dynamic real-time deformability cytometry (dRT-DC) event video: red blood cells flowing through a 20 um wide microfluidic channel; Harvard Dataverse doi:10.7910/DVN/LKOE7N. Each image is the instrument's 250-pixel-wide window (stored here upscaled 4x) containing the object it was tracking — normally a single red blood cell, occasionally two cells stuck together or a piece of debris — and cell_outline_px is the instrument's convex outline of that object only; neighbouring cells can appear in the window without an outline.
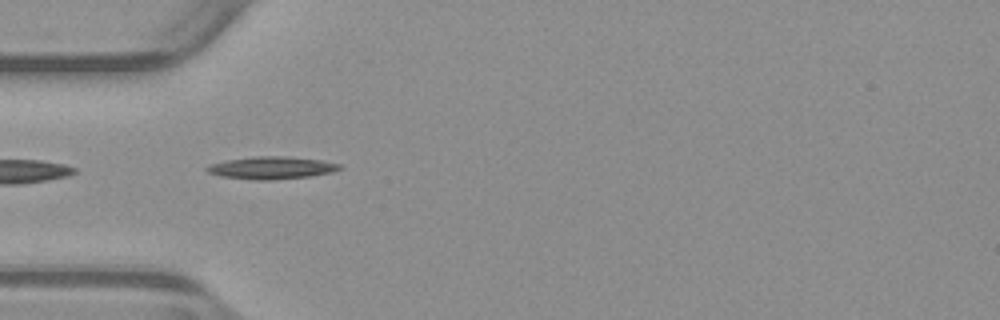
{"species": "common noctule bat (a hibernating species)", "species_latin": "Nyctalus noctula", "temperature_condition": "warm", "stored_images_in_passage": 38, "camera_frame_rate_fps": 3000, "um_per_image_px": 0.085, "animal": {"sex": "male", "body_mass_g": 23.1, "forearm_length_mm": 52.7}, "frame": {"image": 1, "passage_image": 2, "time_ms": 0.333, "image_size_px": [1000, 320], "cell_outline_px": [[344, 168], [332, 172], [308, 176], [268, 180], [256, 180], [220, 176], [208, 172], [204, 168], [212, 164], [228, 160], [256, 156], [288, 156], [320, 160], [340, 164]], "centroid_in_image_um": [23.1, 14.26], "position_along_channel_um": 61.9, "area_um2": 17.17}}
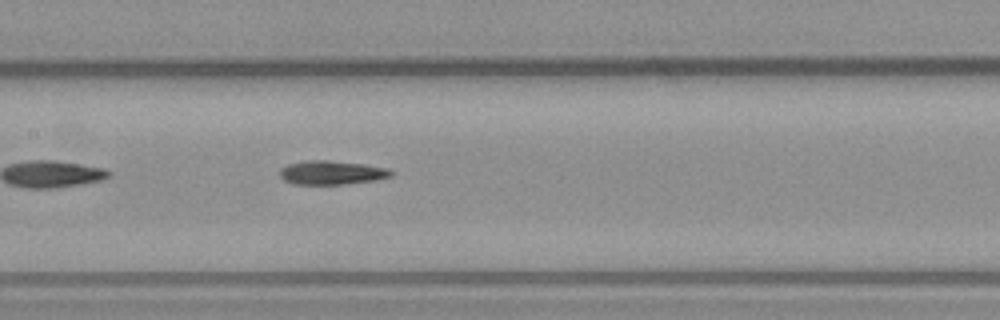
{"frame": {"image": 2, "passage_image": 11, "time_ms": 3.333, "image_size_px": [1000, 320], "cell_outline_px": [[396, 172], [392, 176], [376, 180], [344, 184], [292, 184], [284, 180], [280, 176], [280, 168], [288, 164], [308, 160], [328, 160], [364, 164], [388, 168]], "centroid_in_image_um": [28.22, 14.67], "position_along_channel_um": 179.2, "area_um2": 15.61}}
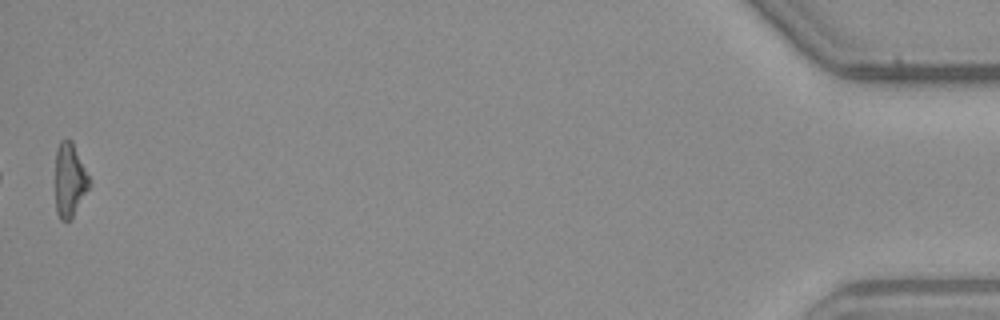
{"frame": {"image": 3, "passage_image": 38, "time_ms": 12.333, "image_size_px": [1000, 320], "cell_outline_px": [[88, 188], [72, 216], [68, 220], [60, 220], [56, 212], [56, 148], [60, 140], [72, 140], [88, 176]], "centroid_in_image_um": [5.88, 15.27], "position_along_channel_um": 429.3, "area_um2": 14.05}}